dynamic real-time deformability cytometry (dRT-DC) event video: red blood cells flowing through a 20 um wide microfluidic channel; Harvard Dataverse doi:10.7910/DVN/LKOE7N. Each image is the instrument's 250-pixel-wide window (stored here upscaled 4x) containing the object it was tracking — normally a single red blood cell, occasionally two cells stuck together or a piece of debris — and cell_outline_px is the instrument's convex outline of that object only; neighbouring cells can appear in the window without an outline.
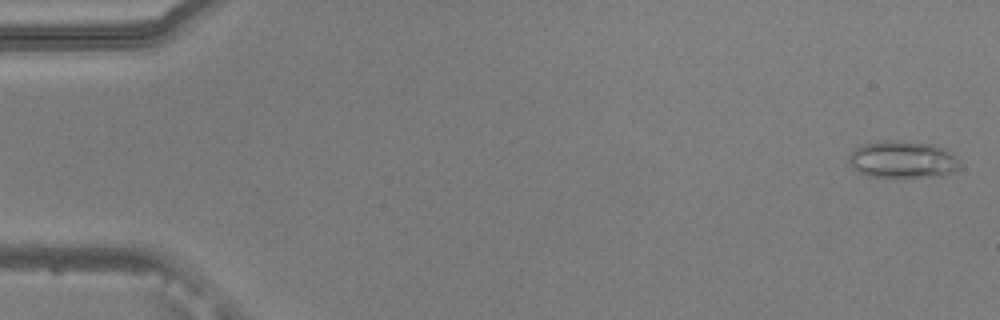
{"species": "common noctule bat (a hibernating species)", "species_latin": "Nyctalus noctula", "temperature_condition": "warm", "stored_images_in_passage": 36, "camera_frame_rate_fps": 3000, "um_per_image_px": 0.085, "animal": {"sex": "male", "body_mass_g": 20.5, "forearm_length_mm": 52.5}, "frame": {"image": 1, "passage_image": 2, "time_ms": 0.333, "image_size_px": [1000, 320], "cell_outline_px": [[960, 168], [944, 176], [868, 176], [856, 172], [848, 164], [848, 156], [856, 148], [864, 144], [884, 140], [888, 140], [936, 144], [952, 152], [960, 164]], "centroid_in_image_um": [76.72, 13.55], "position_along_channel_um": 8.3, "area_um2": 24.04}}
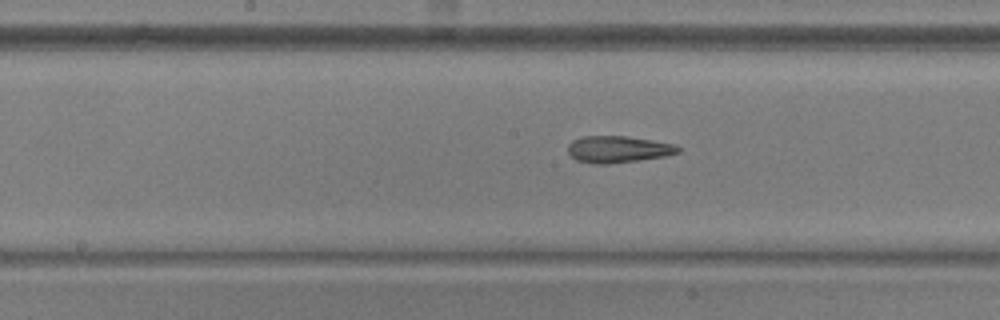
{"frame": {"image": 2, "passage_image": 28, "time_ms": 9.0, "image_size_px": [1000, 320], "cell_outline_px": [[680, 152], [664, 156], [608, 164], [592, 164], [576, 160], [568, 152], [568, 144], [572, 140], [584, 136], [628, 136], [652, 140], [672, 144], [680, 148]], "centroid_in_image_um": [52.49, 12.69], "position_along_channel_um": 195.7, "area_um2": 17.05}}
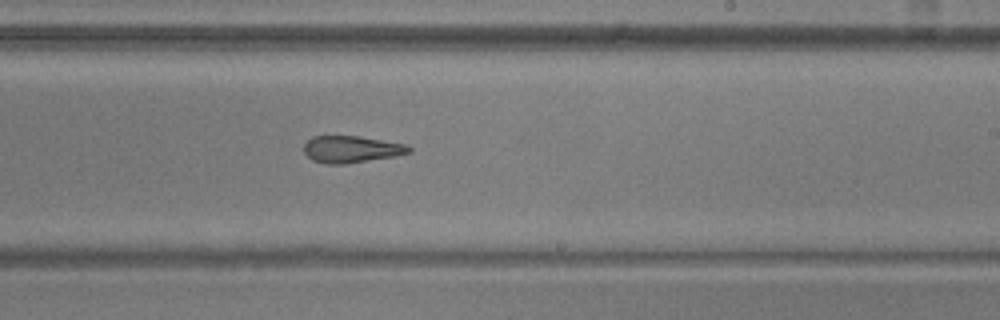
{"frame": {"image": 3, "passage_image": 33, "time_ms": 10.667, "image_size_px": [1000, 320], "cell_outline_px": [[412, 152], [396, 156], [344, 164], [324, 164], [312, 160], [304, 152], [304, 144], [312, 136], [360, 136], [404, 144], [412, 148]], "centroid_in_image_um": [29.86, 12.69], "position_along_channel_um": 259.1, "area_um2": 16.47}}